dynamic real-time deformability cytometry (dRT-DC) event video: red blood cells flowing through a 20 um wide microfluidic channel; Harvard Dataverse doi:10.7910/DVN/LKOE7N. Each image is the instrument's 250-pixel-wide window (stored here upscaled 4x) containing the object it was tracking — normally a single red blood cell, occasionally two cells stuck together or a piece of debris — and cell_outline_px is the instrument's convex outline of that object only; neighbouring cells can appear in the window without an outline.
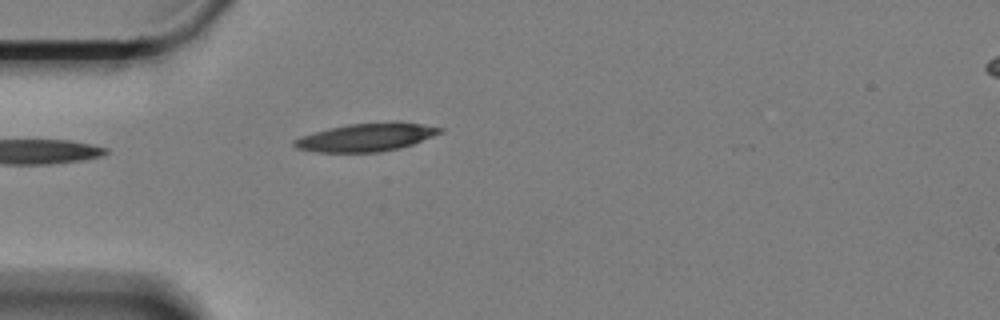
{"species": "Egyptian fruit bat (a non-hibernating species)", "species_latin": "Rousettus aegyptiacus", "temperature_condition": "cold", "stored_images_in_passage": 18, "camera_frame_rate_fps": 3000, "um_per_image_px": 0.085, "animal": {"sex": "female"}, "frame": {"image": 1, "passage_image": 1, "time_ms": 0.0, "image_size_px": [1000, 320], "cell_outline_px": [[444, 132], [412, 144], [400, 148], [380, 152], [316, 152], [296, 148], [292, 144], [292, 140], [300, 136], [312, 132], [328, 128], [348, 124], [392, 120], [396, 120], [444, 128]], "centroid_in_image_um": [31.13, 11.65], "position_along_channel_um": 53.9, "area_um2": 24.33}}
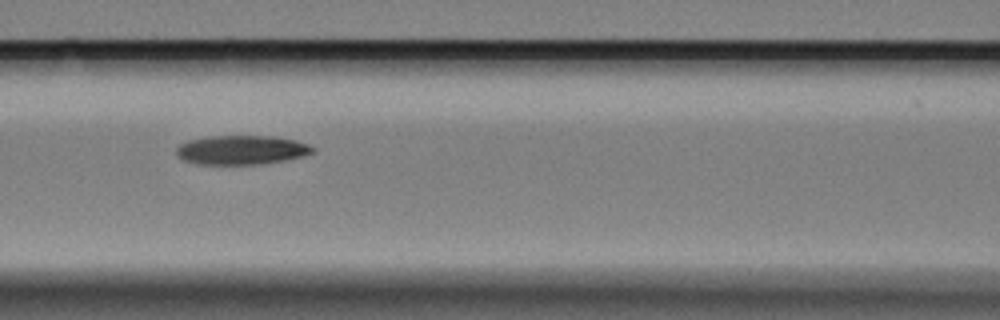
{"frame": {"image": 2, "passage_image": 10, "time_ms": 3.0, "image_size_px": [1000, 320], "cell_outline_px": [[316, 152], [304, 156], [284, 160], [260, 164], [196, 164], [184, 160], [176, 156], [176, 148], [180, 144], [188, 140], [212, 136], [272, 136], [296, 140], [308, 144], [316, 148]], "centroid_in_image_um": [20.55, 12.74], "position_along_channel_um": 146.1, "area_um2": 23.29}}
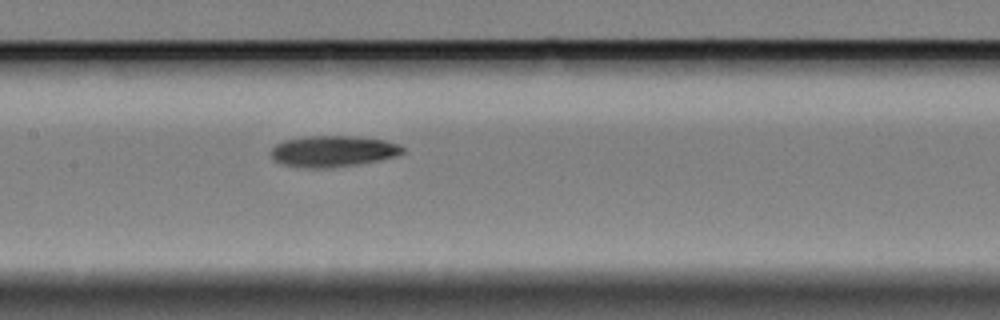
{"frame": {"image": 3, "passage_image": 13, "time_ms": 4.0, "image_size_px": [1000, 320], "cell_outline_px": [[404, 152], [396, 156], [380, 160], [360, 164], [332, 168], [304, 168], [280, 164], [272, 156], [272, 148], [276, 144], [284, 140], [312, 136], [352, 136], [384, 140], [400, 144], [404, 148]], "centroid_in_image_um": [28.33, 12.87], "position_along_channel_um": 179.1, "area_um2": 23.99}}